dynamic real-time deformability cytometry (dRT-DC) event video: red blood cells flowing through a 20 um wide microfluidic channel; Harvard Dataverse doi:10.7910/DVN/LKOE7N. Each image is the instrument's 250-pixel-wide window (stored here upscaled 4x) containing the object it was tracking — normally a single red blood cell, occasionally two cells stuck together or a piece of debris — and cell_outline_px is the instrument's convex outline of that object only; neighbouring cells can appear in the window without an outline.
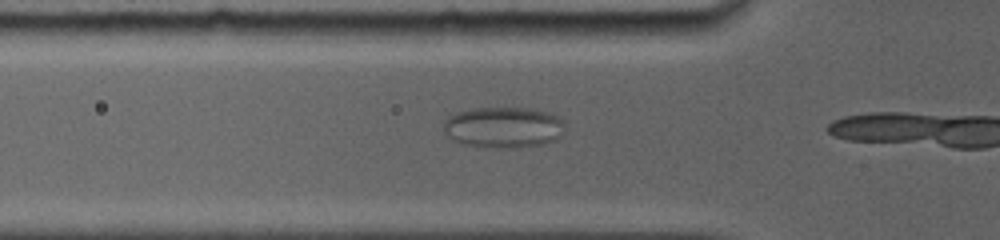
{"species": "common noctule bat (a hibernating species)", "species_latin": "Nyctalus noctula", "temperature_condition": "room temperature", "stored_images_in_passage": 9, "camera_frame_rate_fps": 5000, "um_per_image_px": 0.085, "animal": {"sex": "female", "body_mass_g": 19.0, "forearm_length_mm": 56.7}, "frame": {"image": 1, "passage_image": 6, "time_ms": 2.2, "image_size_px": [1000, 240], "cell_outline_px": [[564, 132], [560, 140], [544, 144], [520, 148], [484, 148], [460, 144], [452, 140], [444, 132], [444, 120], [448, 116], [456, 112], [472, 108], [532, 108], [552, 112], [560, 116], [564, 120]], "centroid_in_image_um": [42.84, 10.84], "position_along_channel_um": 83.0, "area_um2": 30.11}}